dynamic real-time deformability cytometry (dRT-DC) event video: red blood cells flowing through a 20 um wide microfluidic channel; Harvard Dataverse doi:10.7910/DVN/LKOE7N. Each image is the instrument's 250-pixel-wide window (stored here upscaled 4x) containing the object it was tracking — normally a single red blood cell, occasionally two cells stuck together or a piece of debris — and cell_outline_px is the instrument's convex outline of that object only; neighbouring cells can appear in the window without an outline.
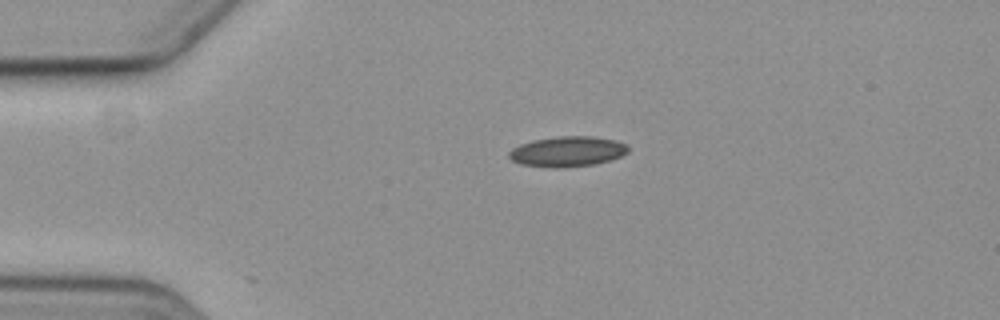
{"species": "common noctule bat (a hibernating species)", "species_latin": "Nyctalus noctula", "temperature_condition": "cold", "stored_images_in_passage": 2, "camera_frame_rate_fps": 3000, "um_per_image_px": 0.085, "animal": {"sex": "female", "body_mass_g": 19.3, "forearm_length_mm": 54.1}, "frame": {"image": 1, "passage_image": 1, "time_ms": 0.0, "image_size_px": [1000, 320], "cell_outline_px": [[628, 152], [620, 156], [596, 164], [564, 168], [552, 168], [520, 164], [512, 160], [508, 156], [508, 152], [512, 148], [520, 144], [532, 140], [556, 136], [592, 136], [616, 140], [628, 144]], "centroid_in_image_um": [48.22, 12.88], "position_along_channel_um": 36.8, "area_um2": 21.27}}